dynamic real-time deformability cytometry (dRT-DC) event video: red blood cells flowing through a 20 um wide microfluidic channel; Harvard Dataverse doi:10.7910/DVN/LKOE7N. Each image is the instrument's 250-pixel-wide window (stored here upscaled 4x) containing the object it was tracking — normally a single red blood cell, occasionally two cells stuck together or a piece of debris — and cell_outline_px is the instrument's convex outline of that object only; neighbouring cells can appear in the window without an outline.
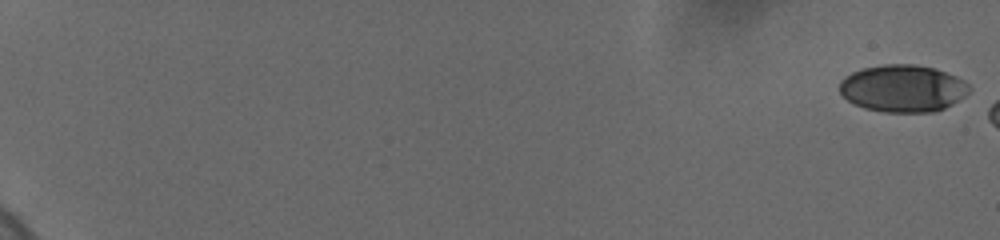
{"species": "human", "species_latin": "Homo sapiens", "temperature_condition": "cold", "stored_images_in_passage": 7, "camera_frame_rate_fps": 3000, "um_per_image_px": 0.085, "donor": {"sex": "female"}, "frame": {"image": 1, "passage_image": 1, "time_ms": 0.0, "image_size_px": [1000, 240], "cell_outline_px": [[968, 92], [964, 96], [952, 104], [936, 112], [884, 112], [864, 108], [848, 100], [840, 92], [840, 80], [844, 76], [852, 72], [864, 68], [884, 64], [912, 64], [932, 68], [956, 76], [968, 84]], "centroid_in_image_um": [76.72, 7.52], "position_along_channel_um": 8.3, "area_um2": 35.37}}